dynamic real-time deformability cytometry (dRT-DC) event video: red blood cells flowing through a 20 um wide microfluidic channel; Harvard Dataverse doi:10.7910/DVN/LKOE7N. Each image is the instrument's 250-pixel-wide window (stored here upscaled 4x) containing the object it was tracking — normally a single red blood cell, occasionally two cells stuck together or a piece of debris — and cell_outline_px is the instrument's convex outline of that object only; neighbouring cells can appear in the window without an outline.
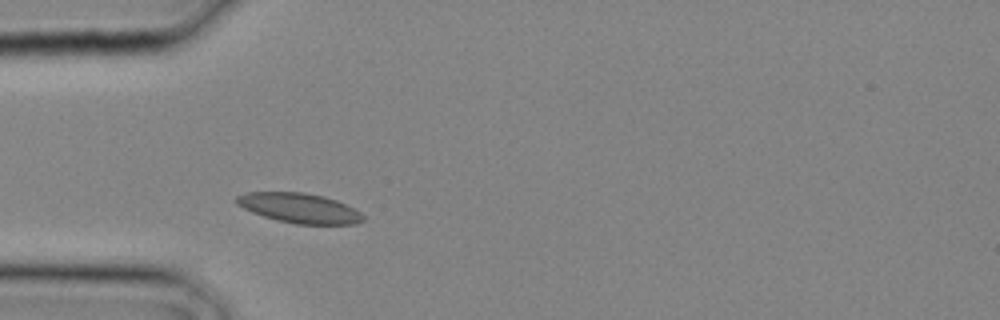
{"species": "common noctule bat (a hibernating species)", "species_latin": "Nyctalus noctula", "temperature_condition": "cold", "stored_images_in_passage": 2, "camera_frame_rate_fps": 3000, "um_per_image_px": 0.085, "animal": {"sex": "male", "body_mass_g": 20.4}, "frame": {"image": 1, "passage_image": 2, "time_ms": 0.333, "image_size_px": [1000, 320], "cell_outline_px": [[364, 220], [356, 224], [296, 224], [276, 220], [252, 212], [236, 204], [232, 200], [236, 196], [244, 192], [304, 192], [324, 196], [336, 200], [360, 212], [364, 216]], "centroid_in_image_um": [25.4, 17.68], "position_along_channel_um": 59.6, "area_um2": 22.08}}